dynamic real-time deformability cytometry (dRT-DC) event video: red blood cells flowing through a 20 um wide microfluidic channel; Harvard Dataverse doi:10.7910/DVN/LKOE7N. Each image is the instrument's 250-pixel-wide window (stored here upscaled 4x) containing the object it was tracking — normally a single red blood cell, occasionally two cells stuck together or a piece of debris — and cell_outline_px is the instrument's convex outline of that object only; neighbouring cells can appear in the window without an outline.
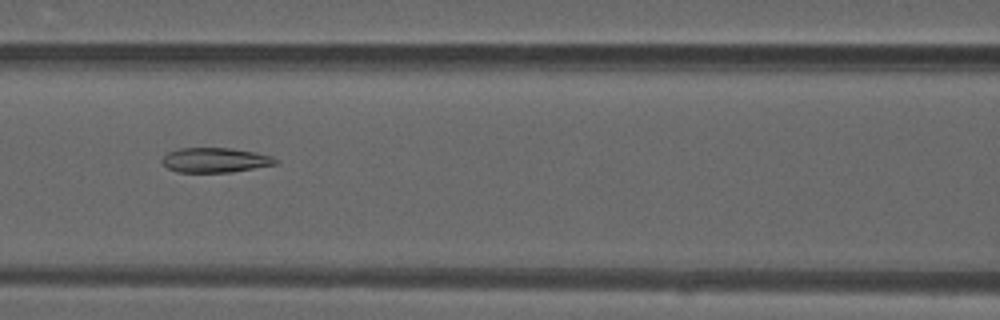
{"species": "common noctule bat (a hibernating species)", "species_latin": "Nyctalus noctula", "temperature_condition": "warm", "stored_images_in_passage": 35, "camera_frame_rate_fps": 3000, "um_per_image_px": 0.085, "animal": {"sex": "male", "forearm_length_mm": 52.5}, "frame": {"image": 1, "passage_image": 10, "time_ms": 3.0, "image_size_px": [1000, 320], "cell_outline_px": [[280, 160], [276, 164], [232, 172], [176, 172], [168, 168], [160, 160], [168, 152], [180, 148], [232, 148], [256, 152], [272, 156]], "centroid_in_image_um": [18.3, 13.6], "position_along_channel_um": 148.3, "area_um2": 16.42}}
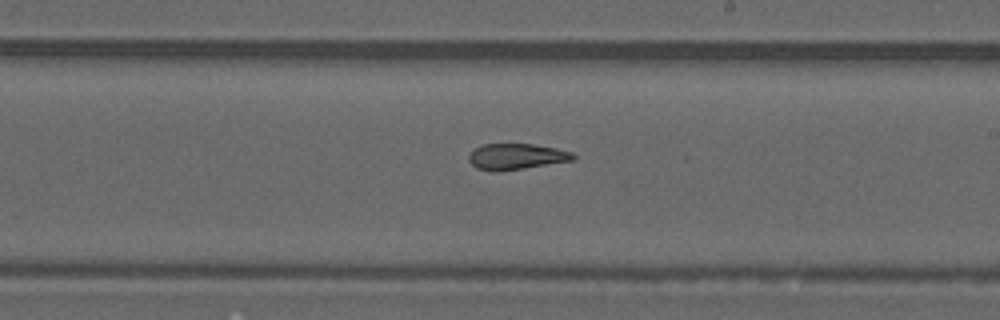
{"frame": {"image": 2, "passage_image": 17, "time_ms": 5.333, "image_size_px": [1000, 320], "cell_outline_px": [[576, 160], [496, 172], [492, 172], [476, 168], [468, 160], [468, 156], [476, 148], [484, 144], [532, 144], [556, 148], [572, 152], [576, 156]], "centroid_in_image_um": [43.9, 13.31], "position_along_channel_um": 245.1, "area_um2": 15.78}}
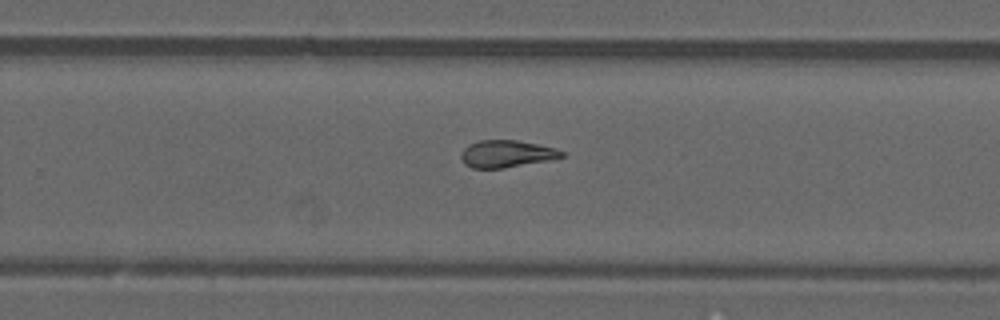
{"frame": {"image": 3, "passage_image": 20, "time_ms": 6.333, "image_size_px": [1000, 320], "cell_outline_px": [[564, 156], [548, 160], [504, 168], [472, 168], [464, 164], [460, 156], [460, 152], [468, 144], [480, 140], [516, 140], [556, 148], [564, 152]], "centroid_in_image_um": [43.01, 13.07], "position_along_channel_um": 286.8, "area_um2": 15.9}, "authors_computed_cell_mechanics": {"area_um2": 16.4152, "velocity_mm_per_s": 4.1749, "shape_relaxation_time_tau1_ms": null, "shape_relaxation_time_tau2_ms": 3.0267, "deformation_change_tau1": null, "deformation_change_tau2": 0.1104}}